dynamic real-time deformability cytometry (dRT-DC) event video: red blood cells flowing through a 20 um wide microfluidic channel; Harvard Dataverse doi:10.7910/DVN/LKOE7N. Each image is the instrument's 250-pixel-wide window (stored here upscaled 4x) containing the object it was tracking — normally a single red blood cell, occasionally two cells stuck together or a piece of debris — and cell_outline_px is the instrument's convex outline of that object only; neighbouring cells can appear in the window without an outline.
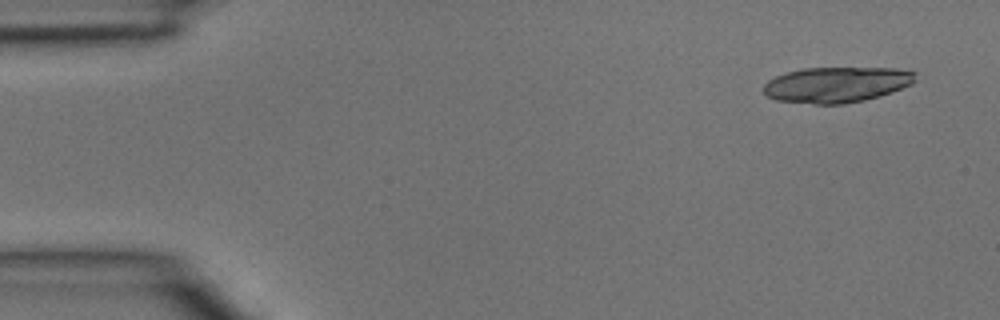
{"species": "common noctule bat (a hibernating species)", "species_latin": "Nyctalus noctula", "temperature_condition": "room temperature", "stored_images_in_passage": 3, "camera_frame_rate_fps": 3000, "um_per_image_px": 0.085, "animal": {"sex": "male", "body_mass_g": 15.6}, "frame": {"image": 1, "passage_image": 1, "time_ms": 0.0, "image_size_px": [1000, 320], "cell_outline_px": [[916, 80], [912, 84], [892, 92], [880, 96], [864, 100], [844, 104], [816, 104], [776, 100], [768, 96], [764, 92], [764, 84], [768, 80], [776, 76], [788, 72], [804, 68], [896, 68], [916, 72]], "centroid_in_image_um": [71.14, 7.19], "position_along_channel_um": 13.9, "area_um2": 31.5}}